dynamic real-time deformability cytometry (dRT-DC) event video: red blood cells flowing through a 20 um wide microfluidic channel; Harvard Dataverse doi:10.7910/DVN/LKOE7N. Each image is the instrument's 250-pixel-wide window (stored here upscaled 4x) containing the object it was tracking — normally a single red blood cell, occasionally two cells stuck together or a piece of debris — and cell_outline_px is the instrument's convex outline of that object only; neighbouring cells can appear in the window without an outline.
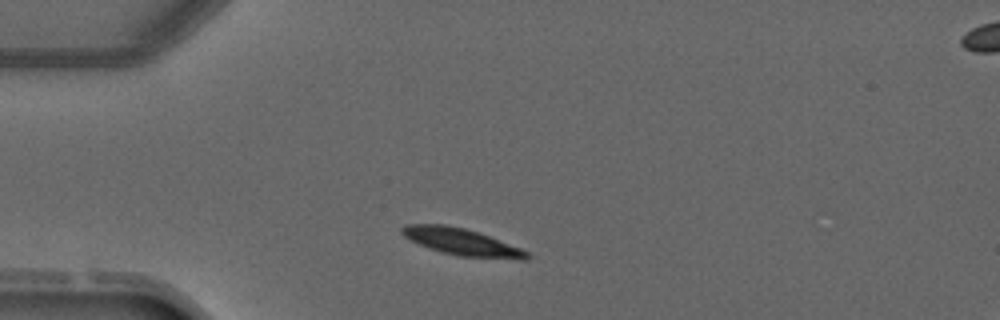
{"species": "common noctule bat (a hibernating species)", "species_latin": "Nyctalus noctula", "temperature_condition": "warm", "stored_images_in_passage": 2, "camera_frame_rate_fps": 3000, "um_per_image_px": 0.085, "animal": {"sex": "male", "forearm_length_mm": 52.5}, "frame": {"image": 1, "passage_image": 1, "time_ms": 0.0, "image_size_px": [1000, 320], "cell_outline_px": [[532, 256], [528, 260], [516, 260], [460, 256], [440, 252], [428, 248], [404, 236], [400, 232], [400, 228], [404, 224], [444, 224], [464, 228], [488, 236], [520, 248], [528, 252]], "centroid_in_image_um": [39.26, 20.58], "position_along_channel_um": 45.7, "area_um2": 19.59}}